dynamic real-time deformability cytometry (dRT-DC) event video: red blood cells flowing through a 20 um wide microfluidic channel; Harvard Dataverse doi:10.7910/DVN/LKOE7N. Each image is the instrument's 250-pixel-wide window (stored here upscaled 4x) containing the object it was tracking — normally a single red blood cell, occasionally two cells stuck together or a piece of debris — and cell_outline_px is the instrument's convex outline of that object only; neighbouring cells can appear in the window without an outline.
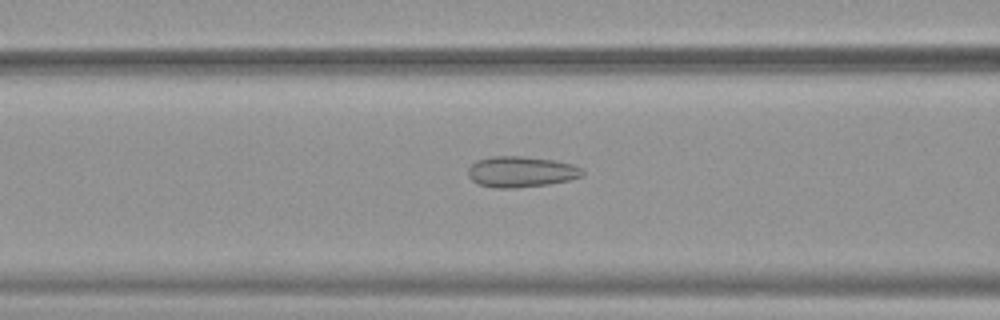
{"species": "common noctule bat (a hibernating species)", "species_latin": "Nyctalus noctula", "temperature_condition": "warm", "stored_images_in_passage": 52, "camera_frame_rate_fps": 3000, "um_per_image_px": 0.085, "animal": {"sex": "female", "body_mass_g": 19.9}, "frame": {"image": 1, "passage_image": 21, "time_ms": 6.667, "image_size_px": [1000, 320], "cell_outline_px": [[584, 172], [580, 176], [568, 180], [548, 184], [516, 188], [492, 188], [476, 184], [468, 176], [468, 168], [476, 160], [492, 156], [520, 156], [552, 160], [572, 164], [580, 168]], "centroid_in_image_um": [44.22, 14.61], "position_along_channel_um": 122.4, "area_um2": 20.52}}
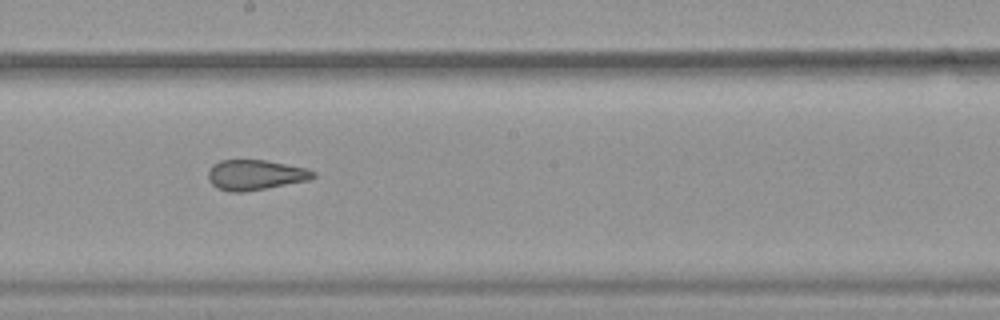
{"frame": {"image": 2, "passage_image": 29, "time_ms": 9.333, "image_size_px": [1000, 320], "cell_outline_px": [[316, 176], [308, 180], [244, 192], [228, 192], [216, 188], [208, 180], [208, 172], [212, 164], [220, 160], [264, 160], [308, 168], [316, 172]], "centroid_in_image_um": [21.68, 14.86], "position_along_channel_um": 226.5, "area_um2": 18.55}}
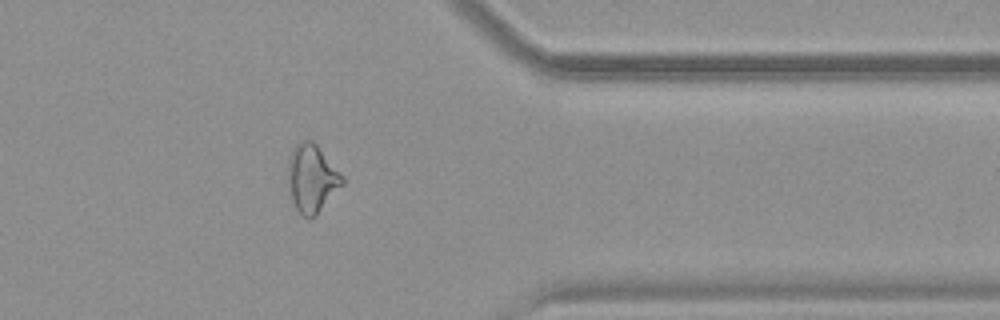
{"frame": {"image": 3, "passage_image": 42, "time_ms": 13.667, "image_size_px": [1000, 320], "cell_outline_px": [[344, 184], [316, 216], [312, 220], [308, 220], [296, 208], [292, 200], [288, 180], [288, 168], [292, 152], [296, 144], [304, 140], [312, 140], [316, 144], [344, 176]], "centroid_in_image_um": [26.54, 15.2], "position_along_channel_um": 384.9, "area_um2": 21.39}, "authors_computed_cell_mechanics": {"area_um2": 22.2819, "velocity_mm_per_s": 3.9229, "shape_relaxation_time_tau1_ms": null, "shape_relaxation_time_tau2_ms": 1.6069, "deformation_change_tau1": null, "deformation_change_tau2": 0.0984}}